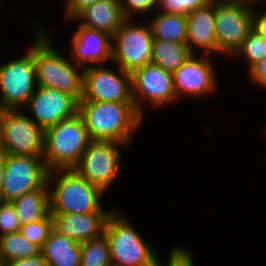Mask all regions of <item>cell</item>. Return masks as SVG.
<instances>
[{
	"label": "cell",
	"mask_w": 266,
	"mask_h": 266,
	"mask_svg": "<svg viewBox=\"0 0 266 266\" xmlns=\"http://www.w3.org/2000/svg\"><path fill=\"white\" fill-rule=\"evenodd\" d=\"M78 113L83 118L91 140L115 141L128 145L143 117L133 102L79 101Z\"/></svg>",
	"instance_id": "obj_1"
},
{
	"label": "cell",
	"mask_w": 266,
	"mask_h": 266,
	"mask_svg": "<svg viewBox=\"0 0 266 266\" xmlns=\"http://www.w3.org/2000/svg\"><path fill=\"white\" fill-rule=\"evenodd\" d=\"M58 172L61 175L56 177L55 173L58 174ZM52 179L57 183H55L53 191H49L51 214L113 212L104 210L100 204V199L105 193L91 185L74 169L49 171L47 177L49 186H52L50 185Z\"/></svg>",
	"instance_id": "obj_2"
},
{
	"label": "cell",
	"mask_w": 266,
	"mask_h": 266,
	"mask_svg": "<svg viewBox=\"0 0 266 266\" xmlns=\"http://www.w3.org/2000/svg\"><path fill=\"white\" fill-rule=\"evenodd\" d=\"M40 29L38 28L39 34L34 44L37 86L57 89L80 101L83 97L84 69L79 73V66L62 57L50 45L45 30Z\"/></svg>",
	"instance_id": "obj_3"
},
{
	"label": "cell",
	"mask_w": 266,
	"mask_h": 266,
	"mask_svg": "<svg viewBox=\"0 0 266 266\" xmlns=\"http://www.w3.org/2000/svg\"><path fill=\"white\" fill-rule=\"evenodd\" d=\"M91 139L79 113L45 130L43 158L48 171L73 169Z\"/></svg>",
	"instance_id": "obj_4"
},
{
	"label": "cell",
	"mask_w": 266,
	"mask_h": 266,
	"mask_svg": "<svg viewBox=\"0 0 266 266\" xmlns=\"http://www.w3.org/2000/svg\"><path fill=\"white\" fill-rule=\"evenodd\" d=\"M104 235L110 248L111 261L124 266H155L157 253L142 240L125 215L117 210L107 218Z\"/></svg>",
	"instance_id": "obj_5"
},
{
	"label": "cell",
	"mask_w": 266,
	"mask_h": 266,
	"mask_svg": "<svg viewBox=\"0 0 266 266\" xmlns=\"http://www.w3.org/2000/svg\"><path fill=\"white\" fill-rule=\"evenodd\" d=\"M17 109L0 110V143L3 154L43 156L45 130Z\"/></svg>",
	"instance_id": "obj_6"
},
{
	"label": "cell",
	"mask_w": 266,
	"mask_h": 266,
	"mask_svg": "<svg viewBox=\"0 0 266 266\" xmlns=\"http://www.w3.org/2000/svg\"><path fill=\"white\" fill-rule=\"evenodd\" d=\"M129 21L126 19L112 36V62L132 74L151 63L154 37L149 22L143 25Z\"/></svg>",
	"instance_id": "obj_7"
},
{
	"label": "cell",
	"mask_w": 266,
	"mask_h": 266,
	"mask_svg": "<svg viewBox=\"0 0 266 266\" xmlns=\"http://www.w3.org/2000/svg\"><path fill=\"white\" fill-rule=\"evenodd\" d=\"M37 84L34 45L27 54L0 65V110L25 106Z\"/></svg>",
	"instance_id": "obj_8"
},
{
	"label": "cell",
	"mask_w": 266,
	"mask_h": 266,
	"mask_svg": "<svg viewBox=\"0 0 266 266\" xmlns=\"http://www.w3.org/2000/svg\"><path fill=\"white\" fill-rule=\"evenodd\" d=\"M43 156L4 154L1 202H11L25 193L41 188L48 177Z\"/></svg>",
	"instance_id": "obj_9"
},
{
	"label": "cell",
	"mask_w": 266,
	"mask_h": 266,
	"mask_svg": "<svg viewBox=\"0 0 266 266\" xmlns=\"http://www.w3.org/2000/svg\"><path fill=\"white\" fill-rule=\"evenodd\" d=\"M121 145L125 146L115 141L91 140L73 169L105 193L119 174Z\"/></svg>",
	"instance_id": "obj_10"
},
{
	"label": "cell",
	"mask_w": 266,
	"mask_h": 266,
	"mask_svg": "<svg viewBox=\"0 0 266 266\" xmlns=\"http://www.w3.org/2000/svg\"><path fill=\"white\" fill-rule=\"evenodd\" d=\"M252 5L215 0L217 54H235L252 30Z\"/></svg>",
	"instance_id": "obj_11"
},
{
	"label": "cell",
	"mask_w": 266,
	"mask_h": 266,
	"mask_svg": "<svg viewBox=\"0 0 266 266\" xmlns=\"http://www.w3.org/2000/svg\"><path fill=\"white\" fill-rule=\"evenodd\" d=\"M84 68L83 97L80 101L133 102L132 77L120 67L119 73L102 65Z\"/></svg>",
	"instance_id": "obj_12"
},
{
	"label": "cell",
	"mask_w": 266,
	"mask_h": 266,
	"mask_svg": "<svg viewBox=\"0 0 266 266\" xmlns=\"http://www.w3.org/2000/svg\"><path fill=\"white\" fill-rule=\"evenodd\" d=\"M133 103L137 112L144 118L143 100L155 107L169 105L177 99L173 73L165 71L153 63L146 64L131 74Z\"/></svg>",
	"instance_id": "obj_13"
},
{
	"label": "cell",
	"mask_w": 266,
	"mask_h": 266,
	"mask_svg": "<svg viewBox=\"0 0 266 266\" xmlns=\"http://www.w3.org/2000/svg\"><path fill=\"white\" fill-rule=\"evenodd\" d=\"M25 106L32 112L31 119L44 130L79 111V101L74 96L42 86H36Z\"/></svg>",
	"instance_id": "obj_14"
},
{
	"label": "cell",
	"mask_w": 266,
	"mask_h": 266,
	"mask_svg": "<svg viewBox=\"0 0 266 266\" xmlns=\"http://www.w3.org/2000/svg\"><path fill=\"white\" fill-rule=\"evenodd\" d=\"M192 54L183 64L173 73L175 94H187L189 96H205L216 89V73L210 56L203 54L195 57Z\"/></svg>",
	"instance_id": "obj_15"
},
{
	"label": "cell",
	"mask_w": 266,
	"mask_h": 266,
	"mask_svg": "<svg viewBox=\"0 0 266 266\" xmlns=\"http://www.w3.org/2000/svg\"><path fill=\"white\" fill-rule=\"evenodd\" d=\"M71 43L73 48L70 53L71 59L78 66L82 64L83 69L85 66H94V63L102 65L107 60L112 61V36L108 33L79 24Z\"/></svg>",
	"instance_id": "obj_16"
},
{
	"label": "cell",
	"mask_w": 266,
	"mask_h": 266,
	"mask_svg": "<svg viewBox=\"0 0 266 266\" xmlns=\"http://www.w3.org/2000/svg\"><path fill=\"white\" fill-rule=\"evenodd\" d=\"M111 213L52 214L54 230L78 243L94 240L104 234L106 221Z\"/></svg>",
	"instance_id": "obj_17"
},
{
	"label": "cell",
	"mask_w": 266,
	"mask_h": 266,
	"mask_svg": "<svg viewBox=\"0 0 266 266\" xmlns=\"http://www.w3.org/2000/svg\"><path fill=\"white\" fill-rule=\"evenodd\" d=\"M186 44L192 54L198 47L203 54H217V40L215 34V0L192 11L187 16Z\"/></svg>",
	"instance_id": "obj_18"
},
{
	"label": "cell",
	"mask_w": 266,
	"mask_h": 266,
	"mask_svg": "<svg viewBox=\"0 0 266 266\" xmlns=\"http://www.w3.org/2000/svg\"><path fill=\"white\" fill-rule=\"evenodd\" d=\"M82 26L113 36L126 20L120 0H97L82 10L73 20Z\"/></svg>",
	"instance_id": "obj_19"
},
{
	"label": "cell",
	"mask_w": 266,
	"mask_h": 266,
	"mask_svg": "<svg viewBox=\"0 0 266 266\" xmlns=\"http://www.w3.org/2000/svg\"><path fill=\"white\" fill-rule=\"evenodd\" d=\"M41 253L48 266H80V243L53 230Z\"/></svg>",
	"instance_id": "obj_20"
},
{
	"label": "cell",
	"mask_w": 266,
	"mask_h": 266,
	"mask_svg": "<svg viewBox=\"0 0 266 266\" xmlns=\"http://www.w3.org/2000/svg\"><path fill=\"white\" fill-rule=\"evenodd\" d=\"M48 181L39 189L11 201L21 226L44 219L50 213Z\"/></svg>",
	"instance_id": "obj_21"
},
{
	"label": "cell",
	"mask_w": 266,
	"mask_h": 266,
	"mask_svg": "<svg viewBox=\"0 0 266 266\" xmlns=\"http://www.w3.org/2000/svg\"><path fill=\"white\" fill-rule=\"evenodd\" d=\"M192 53L186 43L153 39L151 63L174 73Z\"/></svg>",
	"instance_id": "obj_22"
},
{
	"label": "cell",
	"mask_w": 266,
	"mask_h": 266,
	"mask_svg": "<svg viewBox=\"0 0 266 266\" xmlns=\"http://www.w3.org/2000/svg\"><path fill=\"white\" fill-rule=\"evenodd\" d=\"M159 12L149 22L154 39L186 43L187 16Z\"/></svg>",
	"instance_id": "obj_23"
},
{
	"label": "cell",
	"mask_w": 266,
	"mask_h": 266,
	"mask_svg": "<svg viewBox=\"0 0 266 266\" xmlns=\"http://www.w3.org/2000/svg\"><path fill=\"white\" fill-rule=\"evenodd\" d=\"M39 254H41V248L23 237L20 232L0 237V261L9 262Z\"/></svg>",
	"instance_id": "obj_24"
},
{
	"label": "cell",
	"mask_w": 266,
	"mask_h": 266,
	"mask_svg": "<svg viewBox=\"0 0 266 266\" xmlns=\"http://www.w3.org/2000/svg\"><path fill=\"white\" fill-rule=\"evenodd\" d=\"M80 266H109L111 261L110 248L106 236L80 243Z\"/></svg>",
	"instance_id": "obj_25"
},
{
	"label": "cell",
	"mask_w": 266,
	"mask_h": 266,
	"mask_svg": "<svg viewBox=\"0 0 266 266\" xmlns=\"http://www.w3.org/2000/svg\"><path fill=\"white\" fill-rule=\"evenodd\" d=\"M236 54L247 60V67L250 70L266 57V39L252 29L240 48L235 52Z\"/></svg>",
	"instance_id": "obj_26"
},
{
	"label": "cell",
	"mask_w": 266,
	"mask_h": 266,
	"mask_svg": "<svg viewBox=\"0 0 266 266\" xmlns=\"http://www.w3.org/2000/svg\"><path fill=\"white\" fill-rule=\"evenodd\" d=\"M53 230L54 222L51 213L40 221L22 225L20 227V233L22 236L27 238L31 243L38 245L41 249Z\"/></svg>",
	"instance_id": "obj_27"
},
{
	"label": "cell",
	"mask_w": 266,
	"mask_h": 266,
	"mask_svg": "<svg viewBox=\"0 0 266 266\" xmlns=\"http://www.w3.org/2000/svg\"><path fill=\"white\" fill-rule=\"evenodd\" d=\"M212 0H157L156 10L168 14L188 16L192 11L207 5Z\"/></svg>",
	"instance_id": "obj_28"
},
{
	"label": "cell",
	"mask_w": 266,
	"mask_h": 266,
	"mask_svg": "<svg viewBox=\"0 0 266 266\" xmlns=\"http://www.w3.org/2000/svg\"><path fill=\"white\" fill-rule=\"evenodd\" d=\"M21 223L10 202L0 201V237L10 233L20 232Z\"/></svg>",
	"instance_id": "obj_29"
},
{
	"label": "cell",
	"mask_w": 266,
	"mask_h": 266,
	"mask_svg": "<svg viewBox=\"0 0 266 266\" xmlns=\"http://www.w3.org/2000/svg\"><path fill=\"white\" fill-rule=\"evenodd\" d=\"M123 14L126 19H131L135 12L144 13L157 9V0H120Z\"/></svg>",
	"instance_id": "obj_30"
},
{
	"label": "cell",
	"mask_w": 266,
	"mask_h": 266,
	"mask_svg": "<svg viewBox=\"0 0 266 266\" xmlns=\"http://www.w3.org/2000/svg\"><path fill=\"white\" fill-rule=\"evenodd\" d=\"M187 249L181 246H175L169 254V260L167 266H194L192 256ZM161 260L157 259V266H161Z\"/></svg>",
	"instance_id": "obj_31"
},
{
	"label": "cell",
	"mask_w": 266,
	"mask_h": 266,
	"mask_svg": "<svg viewBox=\"0 0 266 266\" xmlns=\"http://www.w3.org/2000/svg\"><path fill=\"white\" fill-rule=\"evenodd\" d=\"M97 0H66L65 14L66 18L74 19L82 10L91 6Z\"/></svg>",
	"instance_id": "obj_32"
},
{
	"label": "cell",
	"mask_w": 266,
	"mask_h": 266,
	"mask_svg": "<svg viewBox=\"0 0 266 266\" xmlns=\"http://www.w3.org/2000/svg\"><path fill=\"white\" fill-rule=\"evenodd\" d=\"M252 82L266 88V57L249 70Z\"/></svg>",
	"instance_id": "obj_33"
},
{
	"label": "cell",
	"mask_w": 266,
	"mask_h": 266,
	"mask_svg": "<svg viewBox=\"0 0 266 266\" xmlns=\"http://www.w3.org/2000/svg\"><path fill=\"white\" fill-rule=\"evenodd\" d=\"M7 264L8 266H48L42 253L34 257L9 261Z\"/></svg>",
	"instance_id": "obj_34"
},
{
	"label": "cell",
	"mask_w": 266,
	"mask_h": 266,
	"mask_svg": "<svg viewBox=\"0 0 266 266\" xmlns=\"http://www.w3.org/2000/svg\"><path fill=\"white\" fill-rule=\"evenodd\" d=\"M257 13L252 10V29L266 39V11L260 14Z\"/></svg>",
	"instance_id": "obj_35"
},
{
	"label": "cell",
	"mask_w": 266,
	"mask_h": 266,
	"mask_svg": "<svg viewBox=\"0 0 266 266\" xmlns=\"http://www.w3.org/2000/svg\"><path fill=\"white\" fill-rule=\"evenodd\" d=\"M3 177H4V154L0 156V195L3 186Z\"/></svg>",
	"instance_id": "obj_36"
},
{
	"label": "cell",
	"mask_w": 266,
	"mask_h": 266,
	"mask_svg": "<svg viewBox=\"0 0 266 266\" xmlns=\"http://www.w3.org/2000/svg\"><path fill=\"white\" fill-rule=\"evenodd\" d=\"M221 2H233V3H245L247 5H251L252 3H258L260 0H217ZM262 1V0H261Z\"/></svg>",
	"instance_id": "obj_37"
},
{
	"label": "cell",
	"mask_w": 266,
	"mask_h": 266,
	"mask_svg": "<svg viewBox=\"0 0 266 266\" xmlns=\"http://www.w3.org/2000/svg\"><path fill=\"white\" fill-rule=\"evenodd\" d=\"M0 266H8V264L5 261H0Z\"/></svg>",
	"instance_id": "obj_38"
},
{
	"label": "cell",
	"mask_w": 266,
	"mask_h": 266,
	"mask_svg": "<svg viewBox=\"0 0 266 266\" xmlns=\"http://www.w3.org/2000/svg\"><path fill=\"white\" fill-rule=\"evenodd\" d=\"M109 266H124V265H121V264H117V263L112 262Z\"/></svg>",
	"instance_id": "obj_39"
},
{
	"label": "cell",
	"mask_w": 266,
	"mask_h": 266,
	"mask_svg": "<svg viewBox=\"0 0 266 266\" xmlns=\"http://www.w3.org/2000/svg\"><path fill=\"white\" fill-rule=\"evenodd\" d=\"M3 153H2V151H1V143H0V156L2 155Z\"/></svg>",
	"instance_id": "obj_40"
}]
</instances>
